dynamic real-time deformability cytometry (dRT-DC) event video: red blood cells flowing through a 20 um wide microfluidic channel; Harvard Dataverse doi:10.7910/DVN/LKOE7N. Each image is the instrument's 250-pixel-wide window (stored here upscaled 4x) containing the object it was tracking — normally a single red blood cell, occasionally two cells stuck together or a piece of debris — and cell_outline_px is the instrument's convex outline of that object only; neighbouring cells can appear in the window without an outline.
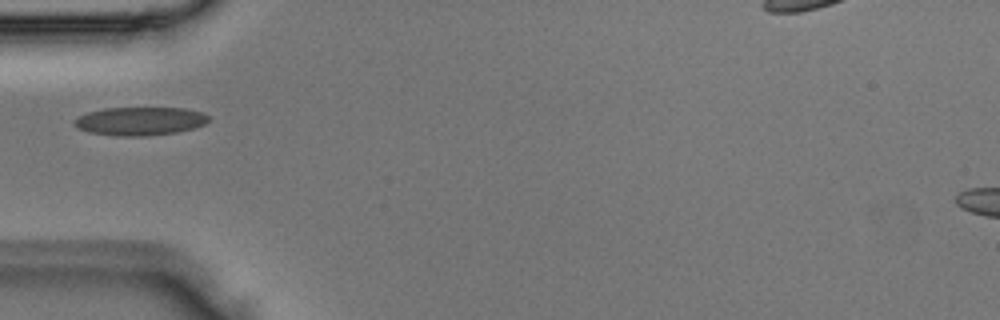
{"species": "Egyptian fruit bat (a non-hibernating species)", "species_latin": "Rousettus aegyptiacus", "temperature_condition": "room temperature", "stored_images_in_passage": 1, "camera_frame_rate_fps": 3000, "um_per_image_px": 0.085, "animal": {"sex": "male"}, "frame": {"image": 1, "passage_image": 1, "time_ms": 0.0, "image_size_px": [1000, 320], "cell_outline_px": [[212, 120], [204, 124], [192, 128], [176, 132], [148, 136], [116, 136], [92, 132], [80, 128], [72, 120], [88, 112], [104, 108], [184, 108], [204, 112]], "centroid_in_image_um": [11.96, 10.29], "position_along_channel_um": 73.0, "area_um2": 22.08}}